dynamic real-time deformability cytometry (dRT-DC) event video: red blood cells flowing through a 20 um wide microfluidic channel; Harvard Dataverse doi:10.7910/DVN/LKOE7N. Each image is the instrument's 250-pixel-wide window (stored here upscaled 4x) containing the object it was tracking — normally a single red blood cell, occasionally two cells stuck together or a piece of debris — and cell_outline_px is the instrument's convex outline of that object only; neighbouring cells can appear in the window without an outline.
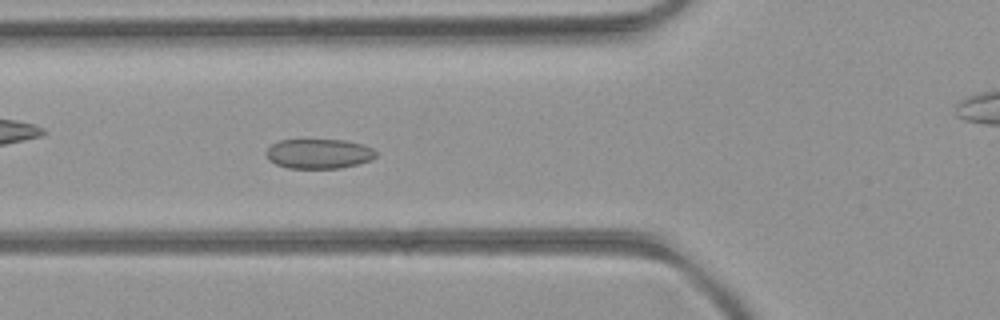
{"species": "common noctule bat (a hibernating species)", "species_latin": "Nyctalus noctula", "temperature_condition": "room temperature", "stored_images_in_passage": 43, "camera_frame_rate_fps": 3000, "um_per_image_px": 0.085, "animal": {"sex": "female", "body_mass_g": 21.9}, "frame": {"image": 1, "passage_image": 9, "time_ms": 2.667, "image_size_px": [1000, 320], "cell_outline_px": [[376, 156], [372, 160], [340, 168], [288, 168], [276, 164], [268, 160], [264, 152], [272, 144], [280, 140], [344, 140], [364, 144], [372, 148], [376, 152]], "centroid_in_image_um": [27.09, 13.06], "position_along_channel_um": 98.7, "area_um2": 19.07}}
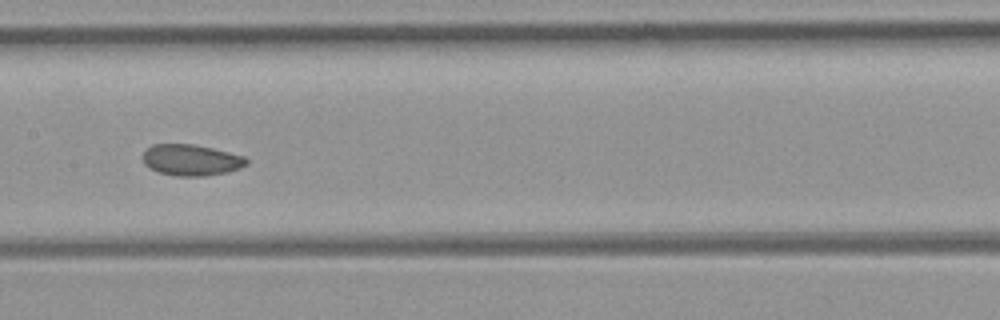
{"frame": {"image": 2, "passage_image": 16, "time_ms": 5.0, "image_size_px": [1000, 320], "cell_outline_px": [[248, 164], [240, 168], [228, 172], [204, 176], [176, 176], [156, 172], [144, 164], [144, 152], [152, 144], [192, 144], [212, 148], [244, 156], [248, 160]], "centroid_in_image_um": [16.25, 13.61], "position_along_channel_um": 191.1, "area_um2": 18.84}}
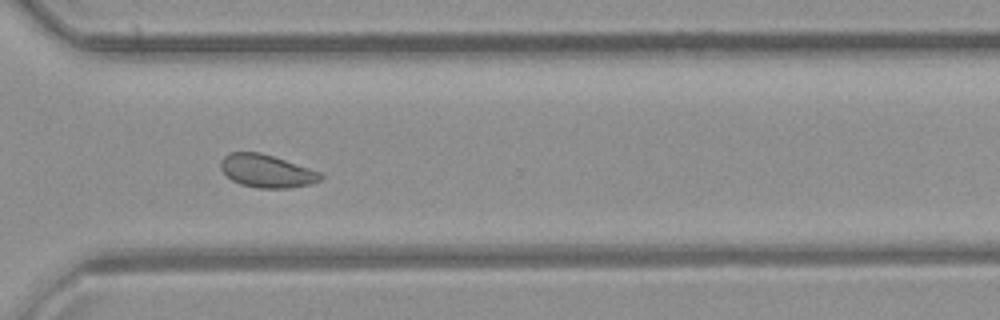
{"frame": {"image": 3, "passage_image": 28, "time_ms": 9.0, "image_size_px": [1000, 320], "cell_outline_px": [[324, 176], [320, 180], [312, 184], [288, 188], [256, 188], [240, 184], [232, 180], [220, 168], [220, 160], [224, 156], [232, 152], [260, 152], [320, 172]], "centroid_in_image_um": [22.65, 14.55], "position_along_channel_um": 347.9, "area_um2": 19.02}, "authors_computed_cell_mechanics": {"area_um2": 19.2474, "velocity_mm_per_s": 3.9337, "shape_relaxation_time_tau1_ms": null, "shape_relaxation_time_tau2_ms": 2.3759, "deformation_change_tau1": null, "deformation_change_tau2": 0.071}}